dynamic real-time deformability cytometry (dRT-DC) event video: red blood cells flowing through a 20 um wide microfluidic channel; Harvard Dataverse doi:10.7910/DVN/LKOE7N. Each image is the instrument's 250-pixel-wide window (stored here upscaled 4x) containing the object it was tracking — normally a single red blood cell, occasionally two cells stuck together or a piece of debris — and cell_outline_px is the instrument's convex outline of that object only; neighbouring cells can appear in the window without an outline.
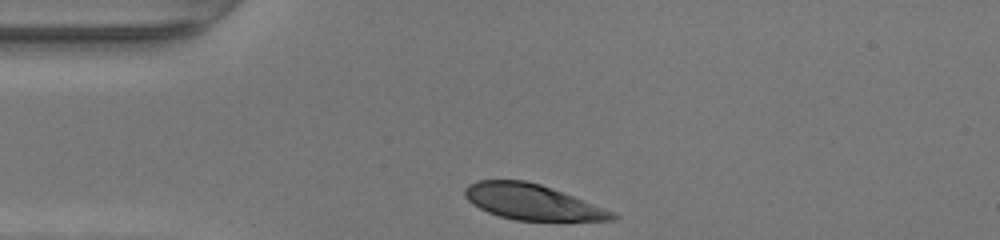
{"species": "human", "species_latin": "Homo sapiens", "temperature_condition": "warm", "stored_images_in_passage": 27, "camera_frame_rate_fps": 3000, "um_per_image_px": 0.085, "donor": {"sex": "female"}, "frame": {"image": 1, "passage_image": 1, "time_ms": 0.0, "image_size_px": [1000, 240], "cell_outline_px": [[620, 216], [616, 220], [516, 220], [500, 216], [488, 212], [472, 204], [464, 196], [464, 188], [468, 184], [476, 180], [524, 180], [540, 184], [572, 196], [612, 212]], "centroid_in_image_um": [45.16, 17.16], "position_along_channel_um": 39.8, "area_um2": 30.0}}
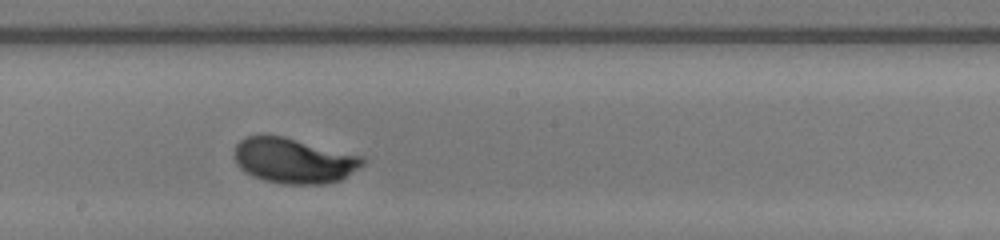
{"frame": {"image": 2, "passage_image": 16, "time_ms": 5.0, "image_size_px": [1000, 240], "cell_outline_px": [[364, 164], [340, 180], [324, 184], [284, 184], [264, 180], [252, 176], [244, 172], [236, 164], [232, 156], [236, 144], [244, 136], [260, 132], [284, 136], [364, 156]], "centroid_in_image_um": [24.89, 13.61], "position_along_channel_um": 223.3, "area_um2": 34.62}}
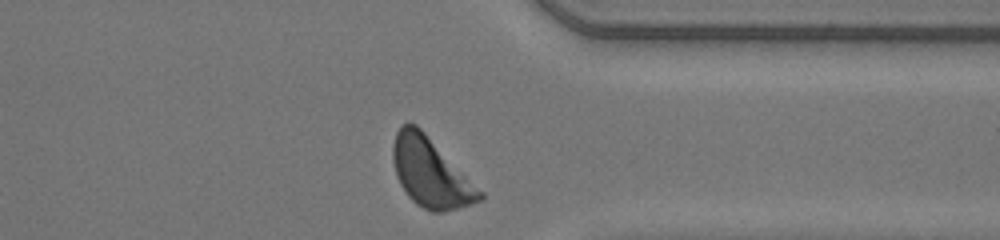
{"frame": {"image": 3, "passage_image": 27, "time_ms": 8.667, "image_size_px": [1000, 240], "cell_outline_px": [[484, 200], [472, 204], [444, 212], [432, 212], [416, 204], [408, 196], [400, 184], [396, 176], [392, 160], [392, 144], [396, 132], [400, 124], [408, 120], [416, 124], [484, 192]], "centroid_in_image_um": [36.59, 14.66], "position_along_channel_um": 374.8, "area_um2": 35.2}, "authors_computed_cell_mechanics": {"area_um2": 33.2928, "velocity_mm_per_s": 4.2642, "shape_relaxation_time_tau1_ms": 3.1335, "shape_relaxation_time_tau2_ms": null, "deformation_change_tau1": 0.2019, "deformation_change_tau2": null}}